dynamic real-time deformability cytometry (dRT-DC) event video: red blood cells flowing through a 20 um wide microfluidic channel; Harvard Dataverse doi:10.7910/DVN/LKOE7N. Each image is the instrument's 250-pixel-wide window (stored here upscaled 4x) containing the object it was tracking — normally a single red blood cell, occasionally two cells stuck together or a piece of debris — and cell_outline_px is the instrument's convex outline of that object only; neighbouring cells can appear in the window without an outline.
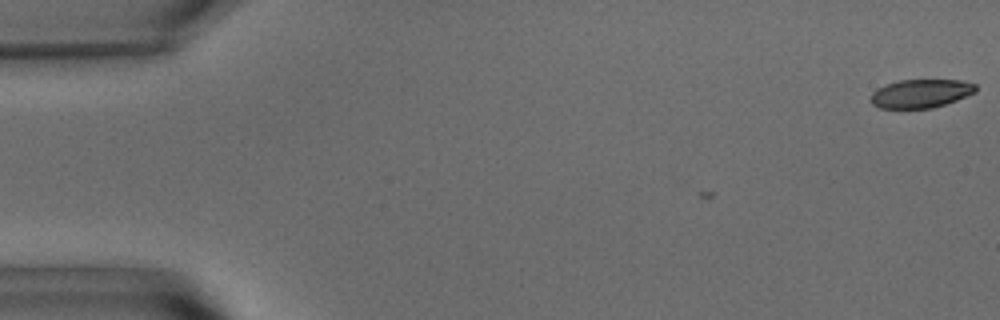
{"species": "common noctule bat (a hibernating species)", "species_latin": "Nyctalus noctula", "temperature_condition": "warm", "stored_images_in_passage": 2, "camera_frame_rate_fps": 3000, "um_per_image_px": 0.085, "animal": {"sex": "male", "body_mass_g": 15.6}, "frame": {"image": 1, "passage_image": 2, "time_ms": 0.333, "image_size_px": [1000, 320], "cell_outline_px": [[976, 92], [956, 100], [932, 108], [880, 108], [872, 104], [868, 100], [872, 92], [876, 88], [884, 84], [900, 80], [960, 80], [976, 84]], "centroid_in_image_um": [78.21, 7.94], "position_along_channel_um": 6.8, "area_um2": 17.57}}